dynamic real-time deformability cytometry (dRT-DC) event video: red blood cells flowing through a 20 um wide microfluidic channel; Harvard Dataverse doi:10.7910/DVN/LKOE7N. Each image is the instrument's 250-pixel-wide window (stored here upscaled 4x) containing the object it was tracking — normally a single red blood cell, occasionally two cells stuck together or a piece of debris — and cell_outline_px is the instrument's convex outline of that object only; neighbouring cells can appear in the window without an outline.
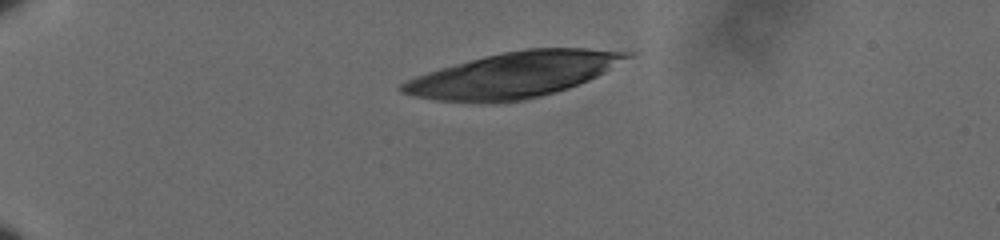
{"species": "human", "species_latin": "Homo sapiens", "temperature_condition": "cold", "stored_images_in_passage": 44, "camera_frame_rate_fps": 3000, "um_per_image_px": 0.085, "donor": {"sex": "male"}, "frame": {"image": 1, "passage_image": 1, "time_ms": 0.0, "image_size_px": [1000, 240], "cell_outline_px": [[636, 52], [632, 56], [604, 72], [588, 80], [568, 88], [540, 96], [524, 100], [440, 100], [412, 96], [400, 92], [396, 88], [400, 84], [416, 76], [440, 68], [484, 56], [504, 52], [528, 48], [588, 48]], "centroid_in_image_um": [43.7, 6.32], "position_along_channel_um": 41.3, "area_um2": 58.09}}
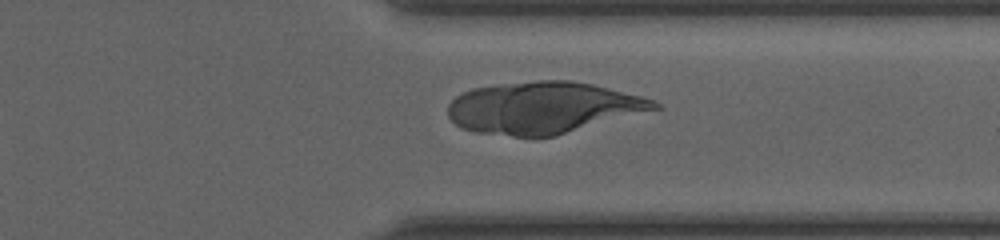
{"frame": {"image": 2, "passage_image": 33, "time_ms": 10.667, "image_size_px": [1000, 240], "cell_outline_px": [[660, 108], [556, 136], [512, 136], [476, 132], [460, 128], [448, 116], [448, 104], [456, 96], [472, 88], [496, 84], [540, 80], [572, 80], [592, 84], [640, 96], [652, 100], [660, 104]], "centroid_in_image_um": [46.13, 9.15], "position_along_channel_um": 365.3, "area_um2": 62.02}}
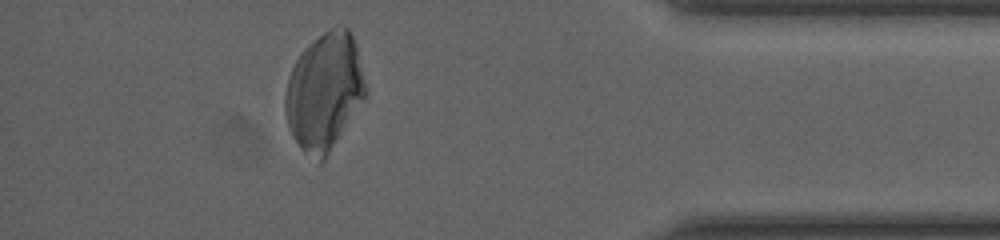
{"frame": {"image": 3, "passage_image": 39, "time_ms": 12.667, "image_size_px": [1000, 240], "cell_outline_px": [[364, 96], [324, 160], [320, 164], [300, 148], [288, 124], [284, 104], [284, 100], [288, 80], [292, 68], [300, 52], [308, 44], [324, 32], [336, 24], [348, 28], [356, 44], [364, 84]], "centroid_in_image_um": [27.53, 7.75], "position_along_channel_um": 407.7, "area_um2": 53.47}}